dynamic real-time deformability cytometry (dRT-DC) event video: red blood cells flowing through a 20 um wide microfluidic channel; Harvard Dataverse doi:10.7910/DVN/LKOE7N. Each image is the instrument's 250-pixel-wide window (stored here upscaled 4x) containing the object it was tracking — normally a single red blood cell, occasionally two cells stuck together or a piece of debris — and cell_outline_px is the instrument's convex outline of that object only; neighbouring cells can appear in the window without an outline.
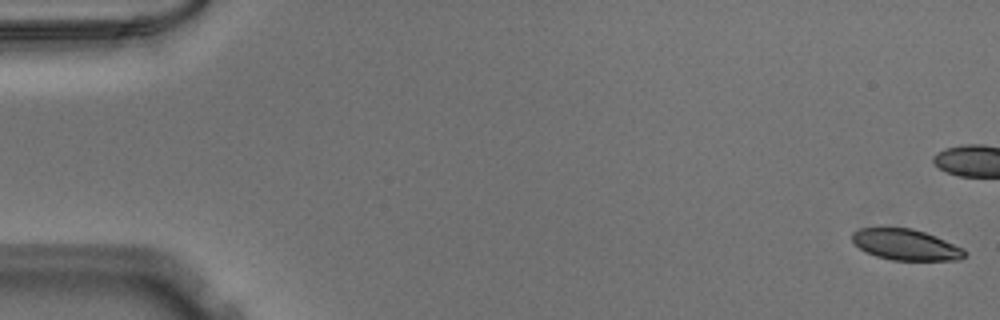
{"species": "Egyptian fruit bat (a non-hibernating species)", "species_latin": "Rousettus aegyptiacus", "temperature_condition": "warm", "stored_images_in_passage": 53, "camera_frame_rate_fps": 3000, "um_per_image_px": 0.085, "animal": {"sex": "male"}, "frame": {"image": 1, "passage_image": 1, "time_ms": 0.0, "image_size_px": [1000, 320], "cell_outline_px": [[968, 252], [960, 260], [892, 260], [876, 256], [860, 248], [852, 240], [852, 232], [860, 228], [912, 228], [936, 236], [964, 248]], "centroid_in_image_um": [77.03, 20.8], "position_along_channel_um": 8.0, "area_um2": 20.23}}